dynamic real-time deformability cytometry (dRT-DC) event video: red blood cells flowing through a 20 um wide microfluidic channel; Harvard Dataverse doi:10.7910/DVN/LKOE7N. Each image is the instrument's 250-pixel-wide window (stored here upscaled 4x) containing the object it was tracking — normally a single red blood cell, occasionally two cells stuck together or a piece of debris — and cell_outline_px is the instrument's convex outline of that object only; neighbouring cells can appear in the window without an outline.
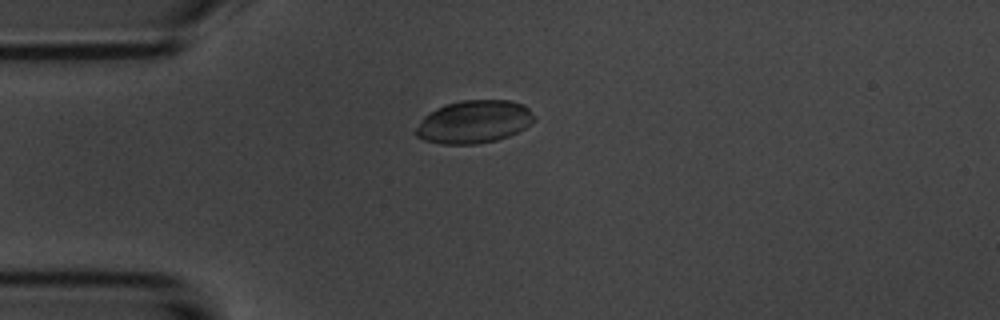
{"species": "common noctule bat (a hibernating species)", "species_latin": "Nyctalus noctula", "temperature_condition": "room temperature", "stored_images_in_passage": 16, "camera_frame_rate_fps": 3000, "um_per_image_px": 0.085, "animal": {"sex": "male", "body_mass_g": 20.1, "forearm_length_mm": 53.5}, "frame": {"image": 1, "passage_image": 4, "time_ms": 1.0, "image_size_px": [1000, 320], "cell_outline_px": [[536, 120], [532, 124], [508, 136], [496, 140], [476, 144], [440, 144], [424, 140], [416, 136], [416, 128], [424, 116], [428, 112], [436, 108], [448, 104], [464, 100], [512, 100], [524, 104], [536, 116]], "centroid_in_image_um": [40.32, 10.35], "position_along_channel_um": 44.7, "area_um2": 29.65}}
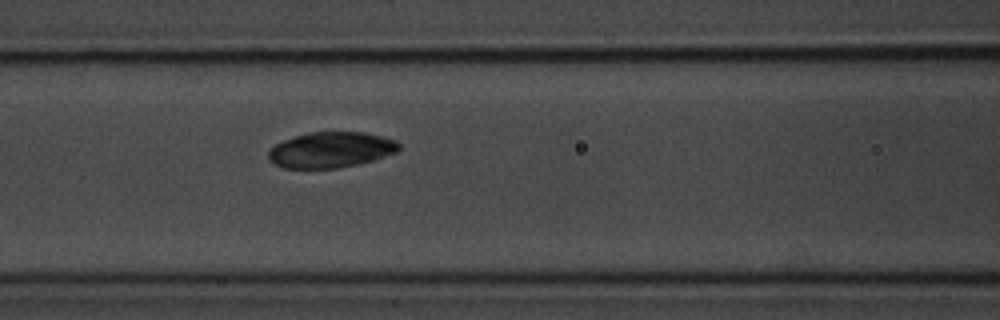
{"frame": {"image": 2, "passage_image": 13, "time_ms": 4.0, "image_size_px": [1000, 320], "cell_outline_px": [[400, 148], [396, 152], [372, 160], [340, 168], [284, 168], [268, 160], [268, 152], [276, 144], [284, 140], [308, 132], [364, 132], [396, 140], [400, 144]], "centroid_in_image_um": [28.12, 12.73], "position_along_channel_um": 138.5, "area_um2": 26.93}}
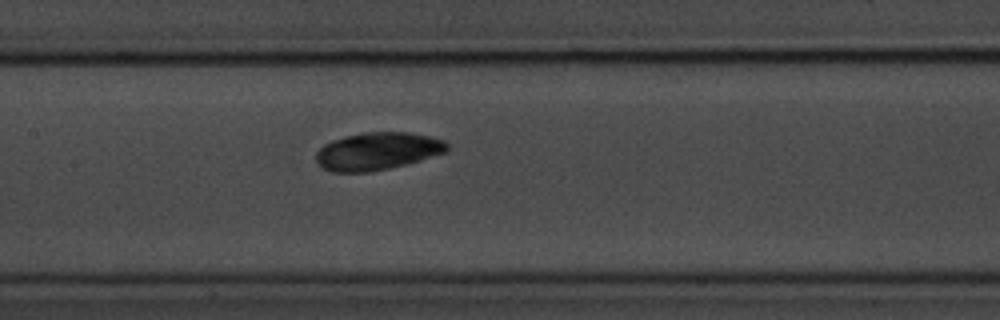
{"frame": {"image": 3, "passage_image": 16, "time_ms": 5.0, "image_size_px": [1000, 320], "cell_outline_px": [[448, 152], [420, 160], [388, 168], [368, 172], [332, 172], [316, 164], [316, 152], [324, 144], [332, 140], [344, 136], [364, 132], [408, 132], [428, 136], [444, 140], [448, 144]], "centroid_in_image_um": [32.07, 12.84], "position_along_channel_um": 175.3, "area_um2": 28.73}}